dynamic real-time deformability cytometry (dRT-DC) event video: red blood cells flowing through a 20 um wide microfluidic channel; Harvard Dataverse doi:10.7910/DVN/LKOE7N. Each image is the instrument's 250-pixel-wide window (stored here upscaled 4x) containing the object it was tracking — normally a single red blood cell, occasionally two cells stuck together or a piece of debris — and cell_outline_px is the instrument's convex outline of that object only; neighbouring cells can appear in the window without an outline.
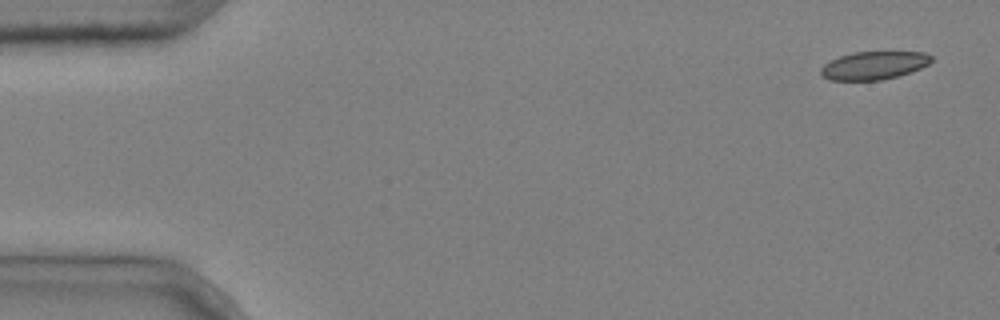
{"species": "common noctule bat (a hibernating species)", "species_latin": "Nyctalus noctula", "temperature_condition": "cold", "stored_images_in_passage": 4, "camera_frame_rate_fps": 3000, "um_per_image_px": 0.085, "animal": {"sex": "male", "body_mass_g": 20.4}, "frame": {"image": 1, "passage_image": 1, "time_ms": 0.0, "image_size_px": [1000, 320], "cell_outline_px": [[932, 60], [928, 64], [920, 68], [896, 76], [880, 80], [832, 80], [824, 76], [820, 72], [820, 68], [824, 64], [840, 56], [852, 52], [924, 52], [932, 56]], "centroid_in_image_um": [74.27, 5.55], "position_along_channel_um": 10.7, "area_um2": 17.8}}
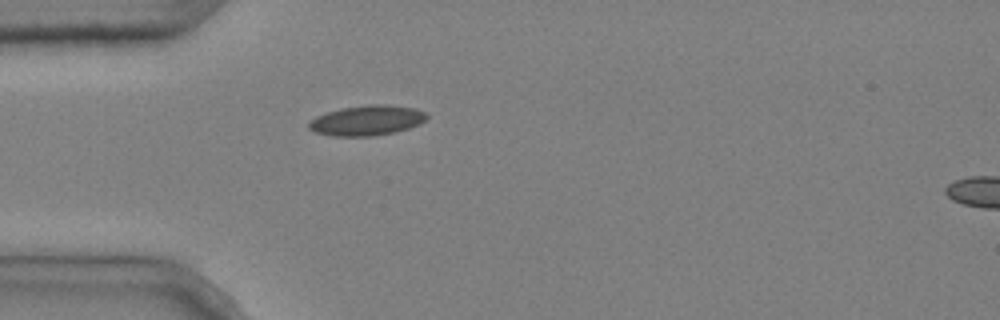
{"frame": {"image": 2, "passage_image": 4, "time_ms": 1.0, "image_size_px": [1000, 320], "cell_outline_px": [[428, 116], [420, 124], [396, 132], [368, 136], [332, 136], [316, 132], [308, 128], [308, 124], [316, 116], [340, 108], [368, 104], [384, 104], [416, 108], [424, 112]], "centroid_in_image_um": [31.19, 10.23], "position_along_channel_um": 53.8, "area_um2": 20.63}}